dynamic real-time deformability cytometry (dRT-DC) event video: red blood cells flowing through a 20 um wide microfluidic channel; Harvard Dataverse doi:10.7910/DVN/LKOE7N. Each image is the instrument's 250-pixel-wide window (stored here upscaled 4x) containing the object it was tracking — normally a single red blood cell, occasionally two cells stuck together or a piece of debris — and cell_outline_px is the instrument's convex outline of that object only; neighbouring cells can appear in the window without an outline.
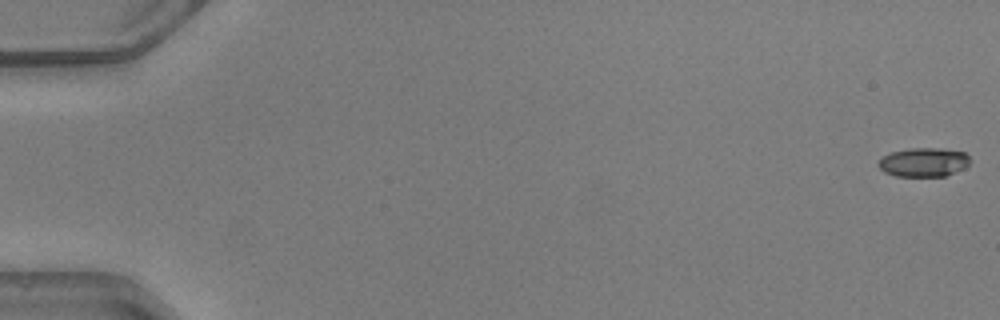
{"species": "common noctule bat (a hibernating species)", "species_latin": "Nyctalus noctula", "temperature_condition": "warm", "stored_images_in_passage": 51, "camera_frame_rate_fps": 3000, "um_per_image_px": 0.085, "animal": {"sex": "male", "body_mass_g": 20.5, "forearm_length_mm": 52.5}, "frame": {"image": 1, "passage_image": 1, "time_ms": 0.0, "image_size_px": [1000, 320], "cell_outline_px": [[968, 164], [964, 168], [944, 176], [896, 176], [884, 172], [876, 164], [884, 156], [892, 152], [908, 148], [940, 148], [964, 152], [968, 156]], "centroid_in_image_um": [78.48, 13.78], "position_along_channel_um": 6.5, "area_um2": 15.32}}
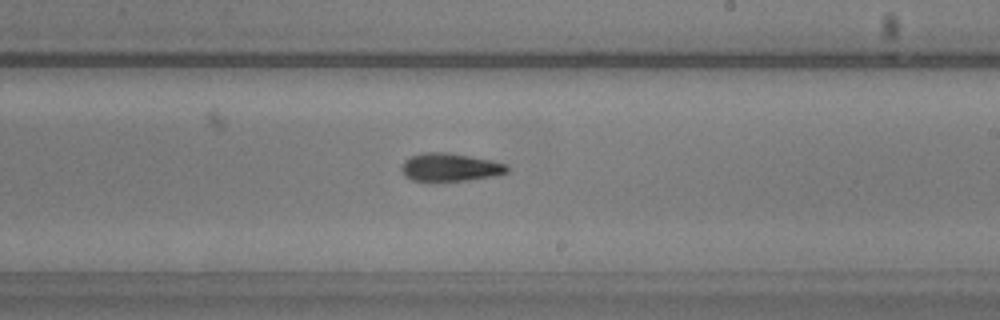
{"frame": {"image": 2, "passage_image": 31, "time_ms": 10.0, "image_size_px": [1000, 320], "cell_outline_px": [[508, 172], [500, 176], [468, 180], [428, 184], [412, 180], [404, 176], [400, 168], [404, 160], [412, 156], [424, 152], [448, 152], [492, 160], [504, 164], [508, 168]], "centroid_in_image_um": [38.22, 14.26], "position_along_channel_um": 250.8, "area_um2": 18.09}}
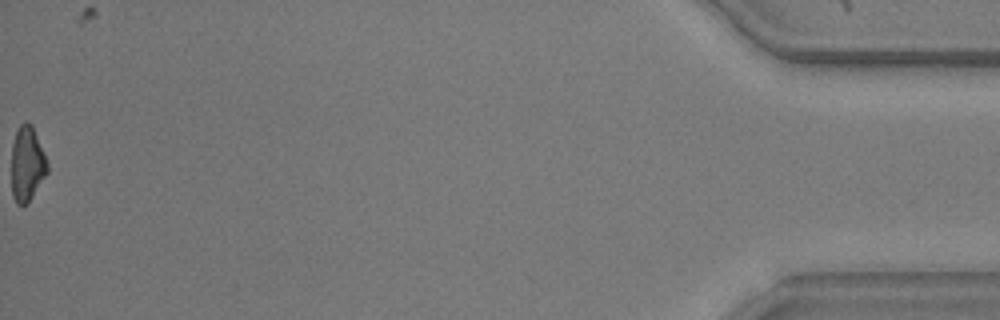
{"frame": {"image": 3, "passage_image": 51, "time_ms": 16.667, "image_size_px": [1000, 320], "cell_outline_px": [[48, 172], [28, 204], [16, 204], [12, 196], [12, 144], [16, 132], [20, 124], [32, 124], [48, 160]], "centroid_in_image_um": [2.32, 13.96], "position_along_channel_um": 432.9, "area_um2": 15.78}, "authors_computed_cell_mechanics": {"area_um2": 16.762, "velocity_mm_per_s": 4.1527, "shape_relaxation_time_tau1_ms": 8.0227, "shape_relaxation_time_tau2_ms": 8.1463, "deformation_change_tau1": 0.226, "deformation_change_tau2": 0.2233}}